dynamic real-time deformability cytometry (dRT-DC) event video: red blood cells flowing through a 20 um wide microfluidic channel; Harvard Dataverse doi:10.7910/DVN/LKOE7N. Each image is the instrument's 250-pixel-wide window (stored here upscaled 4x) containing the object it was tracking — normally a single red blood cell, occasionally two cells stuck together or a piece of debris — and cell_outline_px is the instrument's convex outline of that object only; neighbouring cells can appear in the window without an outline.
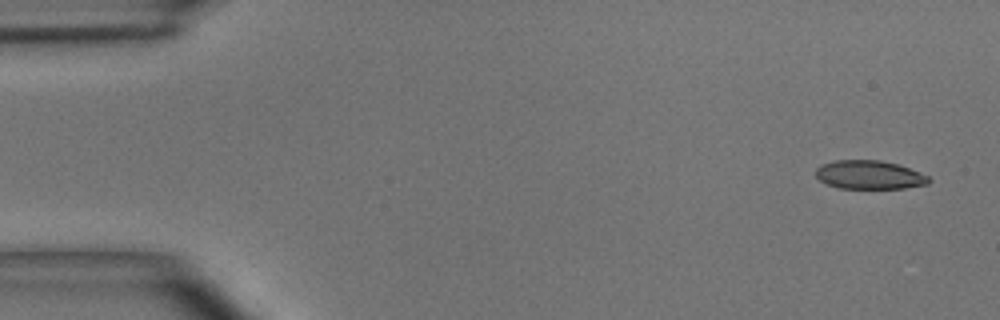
{"species": "common noctule bat (a hibernating species)", "species_latin": "Nyctalus noctula", "temperature_condition": "room temperature", "stored_images_in_passage": 4, "camera_frame_rate_fps": 3000, "um_per_image_px": 0.085, "animal": {"sex": "male", "body_mass_g": 15.6}, "frame": {"image": 1, "passage_image": 1, "time_ms": 0.0, "image_size_px": [1000, 320], "cell_outline_px": [[932, 180], [928, 184], [904, 188], [840, 188], [828, 184], [820, 180], [816, 176], [816, 168], [820, 164], [832, 160], [880, 160], [896, 164], [908, 168], [928, 176]], "centroid_in_image_um": [73.87, 14.85], "position_along_channel_um": 11.1, "area_um2": 18.79}}
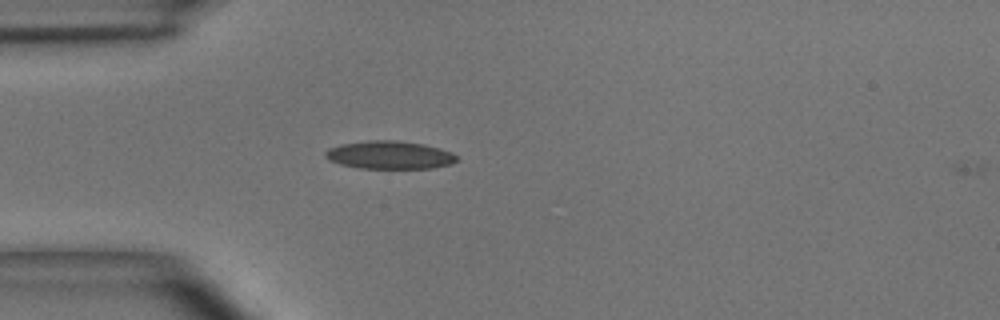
{"frame": {"image": 2, "passage_image": 4, "time_ms": 1.0, "image_size_px": [1000, 320], "cell_outline_px": [[460, 160], [452, 164], [432, 168], [360, 168], [340, 164], [328, 160], [324, 156], [324, 152], [328, 148], [340, 144], [368, 140], [400, 140], [424, 144], [440, 148], [452, 152]], "centroid_in_image_um": [33.12, 13.16], "position_along_channel_um": 51.9, "area_um2": 21.73}}